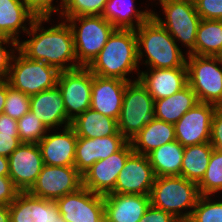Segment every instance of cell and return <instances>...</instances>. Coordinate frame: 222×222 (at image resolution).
Masks as SVG:
<instances>
[{"instance_id": "obj_1", "label": "cell", "mask_w": 222, "mask_h": 222, "mask_svg": "<svg viewBox=\"0 0 222 222\" xmlns=\"http://www.w3.org/2000/svg\"><path fill=\"white\" fill-rule=\"evenodd\" d=\"M49 19L50 17H36L27 32L32 37L18 42V49L29 59L43 61L60 72L80 68L69 24L63 21L51 28L41 27L42 22H48Z\"/></svg>"}, {"instance_id": "obj_2", "label": "cell", "mask_w": 222, "mask_h": 222, "mask_svg": "<svg viewBox=\"0 0 222 222\" xmlns=\"http://www.w3.org/2000/svg\"><path fill=\"white\" fill-rule=\"evenodd\" d=\"M138 63L135 30L115 29L87 68L94 75L131 81L126 76L132 71L139 70Z\"/></svg>"}, {"instance_id": "obj_3", "label": "cell", "mask_w": 222, "mask_h": 222, "mask_svg": "<svg viewBox=\"0 0 222 222\" xmlns=\"http://www.w3.org/2000/svg\"><path fill=\"white\" fill-rule=\"evenodd\" d=\"M138 60H142L145 51V64L150 68L187 67L186 58L169 32L151 16L136 30ZM144 49H143V48Z\"/></svg>"}, {"instance_id": "obj_4", "label": "cell", "mask_w": 222, "mask_h": 222, "mask_svg": "<svg viewBox=\"0 0 222 222\" xmlns=\"http://www.w3.org/2000/svg\"><path fill=\"white\" fill-rule=\"evenodd\" d=\"M199 197L197 183L182 176H161L155 178L150 203L153 207L171 213L180 222H187ZM187 208L190 211H181Z\"/></svg>"}, {"instance_id": "obj_5", "label": "cell", "mask_w": 222, "mask_h": 222, "mask_svg": "<svg viewBox=\"0 0 222 222\" xmlns=\"http://www.w3.org/2000/svg\"><path fill=\"white\" fill-rule=\"evenodd\" d=\"M65 20L72 30L77 63L80 67H87L116 28L102 15L77 16ZM77 21L81 24L79 27Z\"/></svg>"}, {"instance_id": "obj_6", "label": "cell", "mask_w": 222, "mask_h": 222, "mask_svg": "<svg viewBox=\"0 0 222 222\" xmlns=\"http://www.w3.org/2000/svg\"><path fill=\"white\" fill-rule=\"evenodd\" d=\"M154 119V99L146 86L138 78L128 81L117 120L118 131L130 141Z\"/></svg>"}, {"instance_id": "obj_7", "label": "cell", "mask_w": 222, "mask_h": 222, "mask_svg": "<svg viewBox=\"0 0 222 222\" xmlns=\"http://www.w3.org/2000/svg\"><path fill=\"white\" fill-rule=\"evenodd\" d=\"M187 59L188 85L198 101L222 107V57L187 54Z\"/></svg>"}, {"instance_id": "obj_8", "label": "cell", "mask_w": 222, "mask_h": 222, "mask_svg": "<svg viewBox=\"0 0 222 222\" xmlns=\"http://www.w3.org/2000/svg\"><path fill=\"white\" fill-rule=\"evenodd\" d=\"M13 56L7 82L11 87L33 96L57 86L60 71L43 61L31 60L19 49ZM14 62V63H13Z\"/></svg>"}, {"instance_id": "obj_9", "label": "cell", "mask_w": 222, "mask_h": 222, "mask_svg": "<svg viewBox=\"0 0 222 222\" xmlns=\"http://www.w3.org/2000/svg\"><path fill=\"white\" fill-rule=\"evenodd\" d=\"M163 7L166 20L158 17L157 13L152 11V16L169 32L176 42L181 41L187 46V54L195 55V41L197 28L201 17L192 3L178 0H159Z\"/></svg>"}, {"instance_id": "obj_10", "label": "cell", "mask_w": 222, "mask_h": 222, "mask_svg": "<svg viewBox=\"0 0 222 222\" xmlns=\"http://www.w3.org/2000/svg\"><path fill=\"white\" fill-rule=\"evenodd\" d=\"M57 86L70 122L91 107L92 72L87 67L61 71Z\"/></svg>"}, {"instance_id": "obj_11", "label": "cell", "mask_w": 222, "mask_h": 222, "mask_svg": "<svg viewBox=\"0 0 222 222\" xmlns=\"http://www.w3.org/2000/svg\"><path fill=\"white\" fill-rule=\"evenodd\" d=\"M82 186V174L75 166H49L44 164L30 194L56 201L67 194L78 191Z\"/></svg>"}, {"instance_id": "obj_12", "label": "cell", "mask_w": 222, "mask_h": 222, "mask_svg": "<svg viewBox=\"0 0 222 222\" xmlns=\"http://www.w3.org/2000/svg\"><path fill=\"white\" fill-rule=\"evenodd\" d=\"M133 152L132 144L129 141L118 152L94 163L82 174V186L95 194L103 196L111 193L127 158Z\"/></svg>"}, {"instance_id": "obj_13", "label": "cell", "mask_w": 222, "mask_h": 222, "mask_svg": "<svg viewBox=\"0 0 222 222\" xmlns=\"http://www.w3.org/2000/svg\"><path fill=\"white\" fill-rule=\"evenodd\" d=\"M66 222H103L104 196L87 188L62 196L55 201Z\"/></svg>"}, {"instance_id": "obj_14", "label": "cell", "mask_w": 222, "mask_h": 222, "mask_svg": "<svg viewBox=\"0 0 222 222\" xmlns=\"http://www.w3.org/2000/svg\"><path fill=\"white\" fill-rule=\"evenodd\" d=\"M217 106L198 102L175 124V138L184 147L210 141L211 121Z\"/></svg>"}, {"instance_id": "obj_15", "label": "cell", "mask_w": 222, "mask_h": 222, "mask_svg": "<svg viewBox=\"0 0 222 222\" xmlns=\"http://www.w3.org/2000/svg\"><path fill=\"white\" fill-rule=\"evenodd\" d=\"M9 178L20 192H28L44 166L38 144L21 143L8 157Z\"/></svg>"}, {"instance_id": "obj_16", "label": "cell", "mask_w": 222, "mask_h": 222, "mask_svg": "<svg viewBox=\"0 0 222 222\" xmlns=\"http://www.w3.org/2000/svg\"><path fill=\"white\" fill-rule=\"evenodd\" d=\"M155 178L148 156L133 152L127 158L111 193L150 196Z\"/></svg>"}, {"instance_id": "obj_17", "label": "cell", "mask_w": 222, "mask_h": 222, "mask_svg": "<svg viewBox=\"0 0 222 222\" xmlns=\"http://www.w3.org/2000/svg\"><path fill=\"white\" fill-rule=\"evenodd\" d=\"M129 141L123 135L85 138L78 137L74 166L83 174L94 163L121 150Z\"/></svg>"}, {"instance_id": "obj_18", "label": "cell", "mask_w": 222, "mask_h": 222, "mask_svg": "<svg viewBox=\"0 0 222 222\" xmlns=\"http://www.w3.org/2000/svg\"><path fill=\"white\" fill-rule=\"evenodd\" d=\"M127 82L118 78L101 77L92 73L90 108L118 120Z\"/></svg>"}, {"instance_id": "obj_19", "label": "cell", "mask_w": 222, "mask_h": 222, "mask_svg": "<svg viewBox=\"0 0 222 222\" xmlns=\"http://www.w3.org/2000/svg\"><path fill=\"white\" fill-rule=\"evenodd\" d=\"M10 222H54L60 215L55 201L20 192L9 205Z\"/></svg>"}, {"instance_id": "obj_20", "label": "cell", "mask_w": 222, "mask_h": 222, "mask_svg": "<svg viewBox=\"0 0 222 222\" xmlns=\"http://www.w3.org/2000/svg\"><path fill=\"white\" fill-rule=\"evenodd\" d=\"M138 74V79L146 86L154 101L169 97L188 85L187 67L150 68L149 72Z\"/></svg>"}, {"instance_id": "obj_21", "label": "cell", "mask_w": 222, "mask_h": 222, "mask_svg": "<svg viewBox=\"0 0 222 222\" xmlns=\"http://www.w3.org/2000/svg\"><path fill=\"white\" fill-rule=\"evenodd\" d=\"M150 204V196L109 193L104 195L105 221L139 222Z\"/></svg>"}, {"instance_id": "obj_22", "label": "cell", "mask_w": 222, "mask_h": 222, "mask_svg": "<svg viewBox=\"0 0 222 222\" xmlns=\"http://www.w3.org/2000/svg\"><path fill=\"white\" fill-rule=\"evenodd\" d=\"M77 138L71 126L62 133L46 134L39 142L43 162L49 166H74Z\"/></svg>"}, {"instance_id": "obj_23", "label": "cell", "mask_w": 222, "mask_h": 222, "mask_svg": "<svg viewBox=\"0 0 222 222\" xmlns=\"http://www.w3.org/2000/svg\"><path fill=\"white\" fill-rule=\"evenodd\" d=\"M30 111L42 121L49 132L62 124H65L64 127L71 125L58 86L30 96Z\"/></svg>"}, {"instance_id": "obj_24", "label": "cell", "mask_w": 222, "mask_h": 222, "mask_svg": "<svg viewBox=\"0 0 222 222\" xmlns=\"http://www.w3.org/2000/svg\"><path fill=\"white\" fill-rule=\"evenodd\" d=\"M175 140L174 124L155 118L150 124L145 125L130 142L135 153L147 156L154 149Z\"/></svg>"}, {"instance_id": "obj_25", "label": "cell", "mask_w": 222, "mask_h": 222, "mask_svg": "<svg viewBox=\"0 0 222 222\" xmlns=\"http://www.w3.org/2000/svg\"><path fill=\"white\" fill-rule=\"evenodd\" d=\"M28 19V20H27ZM36 16L27 8L23 0H1L0 1V33L20 42L19 30L27 33L30 29L24 22L31 24ZM27 20V21H26Z\"/></svg>"}, {"instance_id": "obj_26", "label": "cell", "mask_w": 222, "mask_h": 222, "mask_svg": "<svg viewBox=\"0 0 222 222\" xmlns=\"http://www.w3.org/2000/svg\"><path fill=\"white\" fill-rule=\"evenodd\" d=\"M133 1L134 0H108L102 16L116 29L136 30L152 16V11L136 10ZM134 18L135 20H133Z\"/></svg>"}, {"instance_id": "obj_27", "label": "cell", "mask_w": 222, "mask_h": 222, "mask_svg": "<svg viewBox=\"0 0 222 222\" xmlns=\"http://www.w3.org/2000/svg\"><path fill=\"white\" fill-rule=\"evenodd\" d=\"M78 137L96 138L122 135L118 131L117 120L91 108L77 116L70 125Z\"/></svg>"}, {"instance_id": "obj_28", "label": "cell", "mask_w": 222, "mask_h": 222, "mask_svg": "<svg viewBox=\"0 0 222 222\" xmlns=\"http://www.w3.org/2000/svg\"><path fill=\"white\" fill-rule=\"evenodd\" d=\"M198 102L195 92L187 85L182 90L169 97L154 101L155 118L175 124Z\"/></svg>"}, {"instance_id": "obj_29", "label": "cell", "mask_w": 222, "mask_h": 222, "mask_svg": "<svg viewBox=\"0 0 222 222\" xmlns=\"http://www.w3.org/2000/svg\"><path fill=\"white\" fill-rule=\"evenodd\" d=\"M184 146L177 140L154 149L147 156L156 177L181 176Z\"/></svg>"}, {"instance_id": "obj_30", "label": "cell", "mask_w": 222, "mask_h": 222, "mask_svg": "<svg viewBox=\"0 0 222 222\" xmlns=\"http://www.w3.org/2000/svg\"><path fill=\"white\" fill-rule=\"evenodd\" d=\"M213 149L210 142L184 147L181 176L198 184L205 175Z\"/></svg>"}, {"instance_id": "obj_31", "label": "cell", "mask_w": 222, "mask_h": 222, "mask_svg": "<svg viewBox=\"0 0 222 222\" xmlns=\"http://www.w3.org/2000/svg\"><path fill=\"white\" fill-rule=\"evenodd\" d=\"M195 55L222 57V20L201 19L197 28Z\"/></svg>"}, {"instance_id": "obj_32", "label": "cell", "mask_w": 222, "mask_h": 222, "mask_svg": "<svg viewBox=\"0 0 222 222\" xmlns=\"http://www.w3.org/2000/svg\"><path fill=\"white\" fill-rule=\"evenodd\" d=\"M197 185L200 195L211 196L222 190V151L213 149L205 175Z\"/></svg>"}, {"instance_id": "obj_33", "label": "cell", "mask_w": 222, "mask_h": 222, "mask_svg": "<svg viewBox=\"0 0 222 222\" xmlns=\"http://www.w3.org/2000/svg\"><path fill=\"white\" fill-rule=\"evenodd\" d=\"M17 128L22 143L38 144L48 131L46 126L32 111H29L17 120Z\"/></svg>"}, {"instance_id": "obj_34", "label": "cell", "mask_w": 222, "mask_h": 222, "mask_svg": "<svg viewBox=\"0 0 222 222\" xmlns=\"http://www.w3.org/2000/svg\"><path fill=\"white\" fill-rule=\"evenodd\" d=\"M108 0H64L61 17L102 15Z\"/></svg>"}, {"instance_id": "obj_35", "label": "cell", "mask_w": 222, "mask_h": 222, "mask_svg": "<svg viewBox=\"0 0 222 222\" xmlns=\"http://www.w3.org/2000/svg\"><path fill=\"white\" fill-rule=\"evenodd\" d=\"M187 222H222V201H212L209 195H200Z\"/></svg>"}, {"instance_id": "obj_36", "label": "cell", "mask_w": 222, "mask_h": 222, "mask_svg": "<svg viewBox=\"0 0 222 222\" xmlns=\"http://www.w3.org/2000/svg\"><path fill=\"white\" fill-rule=\"evenodd\" d=\"M30 111V96L14 89L7 82V96L3 114L11 116L13 119H20Z\"/></svg>"}, {"instance_id": "obj_37", "label": "cell", "mask_w": 222, "mask_h": 222, "mask_svg": "<svg viewBox=\"0 0 222 222\" xmlns=\"http://www.w3.org/2000/svg\"><path fill=\"white\" fill-rule=\"evenodd\" d=\"M2 44H6V46L7 44L12 45V49L15 48L14 50L16 51L18 49V42L9 37H0V80H5L8 77L15 52L11 49V52L9 50H6V47H3Z\"/></svg>"}, {"instance_id": "obj_38", "label": "cell", "mask_w": 222, "mask_h": 222, "mask_svg": "<svg viewBox=\"0 0 222 222\" xmlns=\"http://www.w3.org/2000/svg\"><path fill=\"white\" fill-rule=\"evenodd\" d=\"M195 9L201 19L222 20V0H198Z\"/></svg>"}, {"instance_id": "obj_39", "label": "cell", "mask_w": 222, "mask_h": 222, "mask_svg": "<svg viewBox=\"0 0 222 222\" xmlns=\"http://www.w3.org/2000/svg\"><path fill=\"white\" fill-rule=\"evenodd\" d=\"M23 2L36 17H50L53 12L62 10L64 0H61V9L53 6V0H23Z\"/></svg>"}, {"instance_id": "obj_40", "label": "cell", "mask_w": 222, "mask_h": 222, "mask_svg": "<svg viewBox=\"0 0 222 222\" xmlns=\"http://www.w3.org/2000/svg\"><path fill=\"white\" fill-rule=\"evenodd\" d=\"M209 142L214 149L222 151V107H217L213 114Z\"/></svg>"}, {"instance_id": "obj_41", "label": "cell", "mask_w": 222, "mask_h": 222, "mask_svg": "<svg viewBox=\"0 0 222 222\" xmlns=\"http://www.w3.org/2000/svg\"><path fill=\"white\" fill-rule=\"evenodd\" d=\"M19 193L9 177H0V205L9 206Z\"/></svg>"}, {"instance_id": "obj_42", "label": "cell", "mask_w": 222, "mask_h": 222, "mask_svg": "<svg viewBox=\"0 0 222 222\" xmlns=\"http://www.w3.org/2000/svg\"><path fill=\"white\" fill-rule=\"evenodd\" d=\"M139 222H180L171 213L153 207L151 204Z\"/></svg>"}, {"instance_id": "obj_43", "label": "cell", "mask_w": 222, "mask_h": 222, "mask_svg": "<svg viewBox=\"0 0 222 222\" xmlns=\"http://www.w3.org/2000/svg\"><path fill=\"white\" fill-rule=\"evenodd\" d=\"M21 143L18 133L0 132V155L9 157Z\"/></svg>"}, {"instance_id": "obj_44", "label": "cell", "mask_w": 222, "mask_h": 222, "mask_svg": "<svg viewBox=\"0 0 222 222\" xmlns=\"http://www.w3.org/2000/svg\"><path fill=\"white\" fill-rule=\"evenodd\" d=\"M0 132L18 133L17 120L11 116L0 114Z\"/></svg>"}, {"instance_id": "obj_45", "label": "cell", "mask_w": 222, "mask_h": 222, "mask_svg": "<svg viewBox=\"0 0 222 222\" xmlns=\"http://www.w3.org/2000/svg\"><path fill=\"white\" fill-rule=\"evenodd\" d=\"M7 96V80H0V114H3Z\"/></svg>"}, {"instance_id": "obj_46", "label": "cell", "mask_w": 222, "mask_h": 222, "mask_svg": "<svg viewBox=\"0 0 222 222\" xmlns=\"http://www.w3.org/2000/svg\"><path fill=\"white\" fill-rule=\"evenodd\" d=\"M0 177H9L8 157L0 155Z\"/></svg>"}, {"instance_id": "obj_47", "label": "cell", "mask_w": 222, "mask_h": 222, "mask_svg": "<svg viewBox=\"0 0 222 222\" xmlns=\"http://www.w3.org/2000/svg\"><path fill=\"white\" fill-rule=\"evenodd\" d=\"M0 222H10L9 206L0 205Z\"/></svg>"}, {"instance_id": "obj_48", "label": "cell", "mask_w": 222, "mask_h": 222, "mask_svg": "<svg viewBox=\"0 0 222 222\" xmlns=\"http://www.w3.org/2000/svg\"><path fill=\"white\" fill-rule=\"evenodd\" d=\"M54 222H66V221L63 219V216L60 214L58 218H55Z\"/></svg>"}, {"instance_id": "obj_49", "label": "cell", "mask_w": 222, "mask_h": 222, "mask_svg": "<svg viewBox=\"0 0 222 222\" xmlns=\"http://www.w3.org/2000/svg\"><path fill=\"white\" fill-rule=\"evenodd\" d=\"M178 1H184V2L192 3V4L195 5V3H196L198 0H178Z\"/></svg>"}]
</instances>
